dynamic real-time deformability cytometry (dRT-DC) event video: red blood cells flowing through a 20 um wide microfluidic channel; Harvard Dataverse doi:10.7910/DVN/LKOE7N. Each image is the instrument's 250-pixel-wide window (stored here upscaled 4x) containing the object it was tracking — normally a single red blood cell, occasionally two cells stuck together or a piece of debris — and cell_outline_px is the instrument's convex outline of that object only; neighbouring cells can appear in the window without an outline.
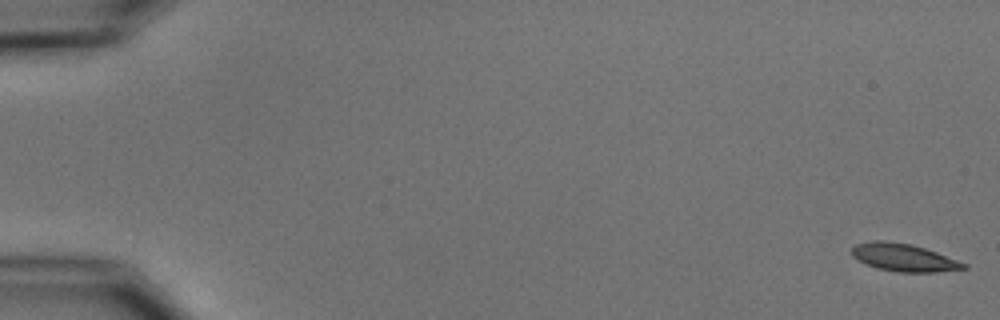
{"species": "common noctule bat (a hibernating species)", "species_latin": "Nyctalus noctula", "temperature_condition": "cold", "stored_images_in_passage": 10, "camera_frame_rate_fps": 3000, "um_per_image_px": 0.085, "animal": {"sex": "male", "body_mass_g": 15.6}, "frame": {"image": 1, "passage_image": 1, "time_ms": 0.0, "image_size_px": [1000, 320], "cell_outline_px": [[968, 268], [936, 272], [900, 272], [876, 268], [852, 256], [852, 248], [856, 244], [872, 240], [884, 240], [912, 244], [936, 252], [968, 264]], "centroid_in_image_um": [76.83, 21.88], "position_along_channel_um": 8.2, "area_um2": 17.92}}
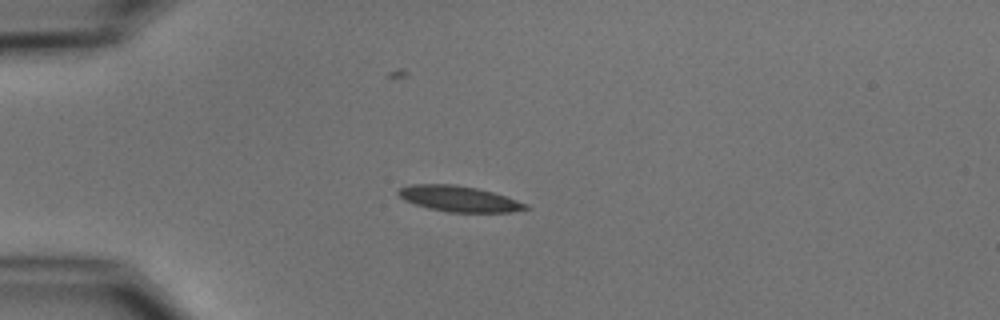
{"frame": {"image": 2, "passage_image": 5, "time_ms": 4.667, "image_size_px": [1000, 320], "cell_outline_px": [[528, 208], [508, 212], [448, 212], [428, 208], [404, 200], [396, 192], [400, 188], [408, 184], [456, 184], [476, 188], [492, 192], [528, 204]], "centroid_in_image_um": [38.96, 16.89], "position_along_channel_um": 46.0, "area_um2": 18.9}}